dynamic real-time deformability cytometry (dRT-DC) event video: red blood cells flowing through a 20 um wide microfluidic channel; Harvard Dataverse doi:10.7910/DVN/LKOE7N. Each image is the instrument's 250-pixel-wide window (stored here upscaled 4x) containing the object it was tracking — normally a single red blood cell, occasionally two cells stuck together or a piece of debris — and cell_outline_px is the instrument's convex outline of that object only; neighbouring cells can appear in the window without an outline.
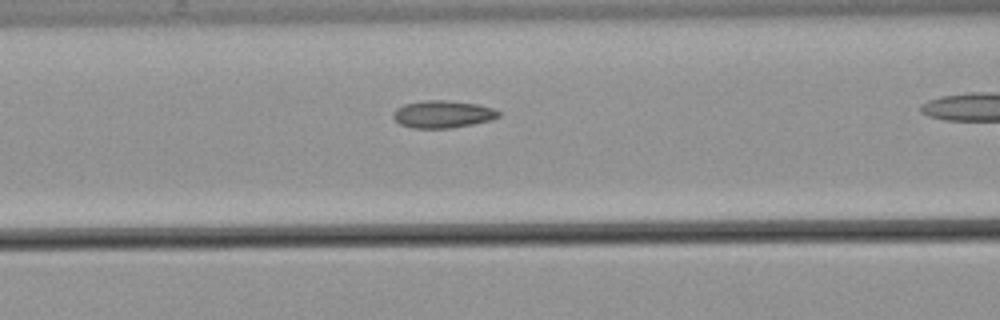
{"species": "common noctule bat (a hibernating species)", "species_latin": "Nyctalus noctula", "temperature_condition": "warm", "stored_images_in_passage": 39, "camera_frame_rate_fps": 3000, "um_per_image_px": 0.085, "animal": {"sex": "male", "body_mass_g": 21.5, "forearm_length_mm": 52.0}, "frame": {"image": 1, "passage_image": 17, "time_ms": 5.333, "image_size_px": [1000, 320], "cell_outline_px": [[500, 116], [492, 120], [472, 124], [448, 128], [412, 128], [400, 124], [392, 116], [396, 108], [404, 104], [424, 100], [448, 100], [476, 104], [492, 108], [500, 112]], "centroid_in_image_um": [37.62, 9.7], "position_along_channel_um": 129.0, "area_um2": 16.76}}